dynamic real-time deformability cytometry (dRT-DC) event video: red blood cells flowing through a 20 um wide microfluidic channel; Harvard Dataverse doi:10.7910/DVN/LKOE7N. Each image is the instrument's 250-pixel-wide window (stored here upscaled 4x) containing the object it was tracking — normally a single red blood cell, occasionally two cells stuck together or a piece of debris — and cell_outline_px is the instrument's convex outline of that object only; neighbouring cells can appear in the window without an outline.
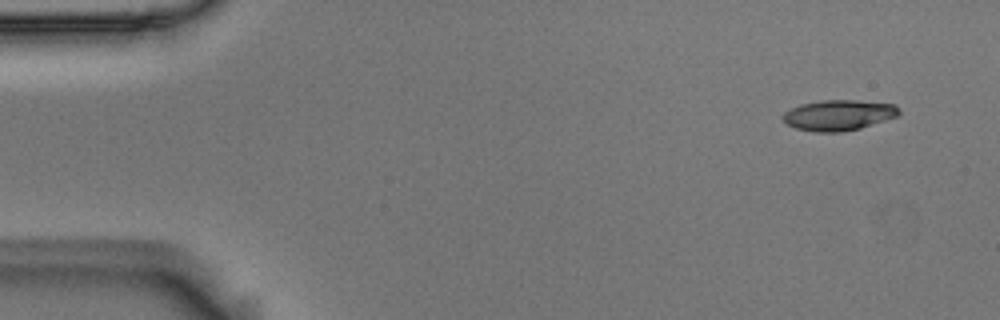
{"species": "Egyptian fruit bat (a non-hibernating species)", "species_latin": "Rousettus aegyptiacus", "temperature_condition": "room temperature", "stored_images_in_passage": 4, "camera_frame_rate_fps": 3000, "um_per_image_px": 0.085, "animal": {"sex": "male"}, "frame": {"image": 1, "passage_image": 4, "time_ms": 1.0, "image_size_px": [1000, 320], "cell_outline_px": [[900, 112], [896, 116], [860, 128], [844, 132], [816, 132], [796, 128], [788, 124], [780, 116], [784, 112], [800, 104], [820, 100], [856, 100], [896, 104], [900, 108]], "centroid_in_image_um": [71.27, 9.78], "position_along_channel_um": 13.7, "area_um2": 20.69}}